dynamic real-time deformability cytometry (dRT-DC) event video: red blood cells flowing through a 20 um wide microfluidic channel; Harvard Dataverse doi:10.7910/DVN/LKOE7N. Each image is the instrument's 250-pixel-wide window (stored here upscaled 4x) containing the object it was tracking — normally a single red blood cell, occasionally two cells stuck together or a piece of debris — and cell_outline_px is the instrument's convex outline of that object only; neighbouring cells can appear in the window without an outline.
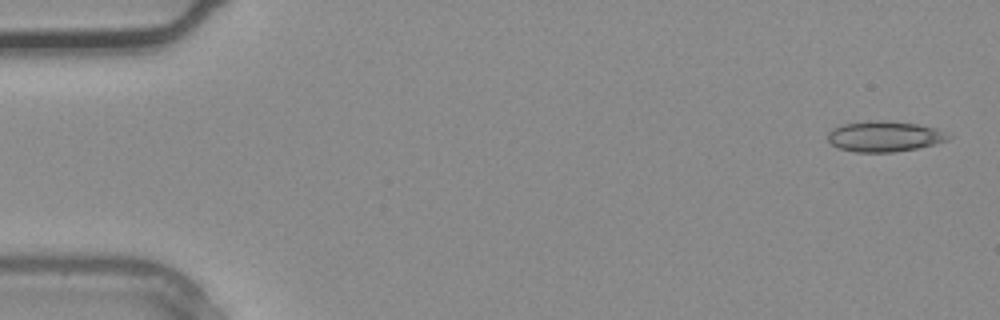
{"species": "common noctule bat (a hibernating species)", "species_latin": "Nyctalus noctula", "temperature_condition": "warm", "stored_images_in_passage": 36, "camera_frame_rate_fps": 3000, "um_per_image_px": 0.085, "animal": {"sex": "male", "body_mass_g": 20.4}, "frame": {"image": 1, "passage_image": 1, "time_ms": 0.0, "image_size_px": [1000, 320], "cell_outline_px": [[952, 136], [948, 140], [936, 144], [896, 152], [856, 152], [836, 148], [828, 140], [828, 132], [832, 128], [840, 124], [868, 120], [888, 120], [916, 124], [936, 128]], "centroid_in_image_um": [75.15, 11.58], "position_along_channel_um": 9.9, "area_um2": 21.79}}
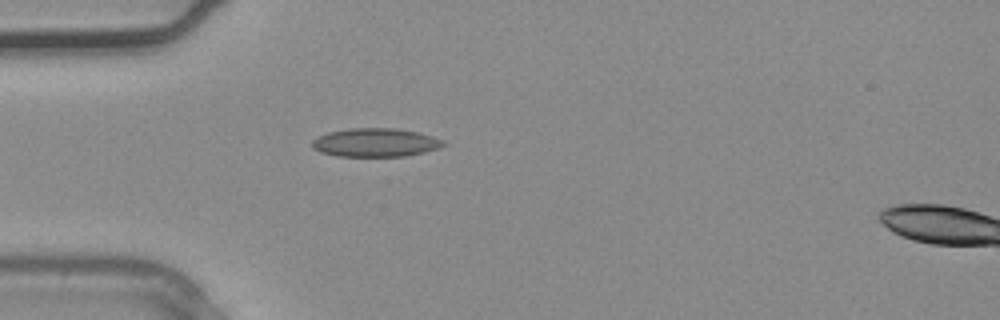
{"frame": {"image": 2, "passage_image": 10, "time_ms": 3.0, "image_size_px": [1000, 320], "cell_outline_px": [[448, 144], [440, 148], [424, 152], [404, 156], [336, 156], [320, 152], [312, 148], [312, 140], [328, 132], [348, 128], [396, 128], [420, 132], [444, 140]], "centroid_in_image_um": [31.94, 12.11], "position_along_channel_um": 53.1, "area_um2": 22.02}}
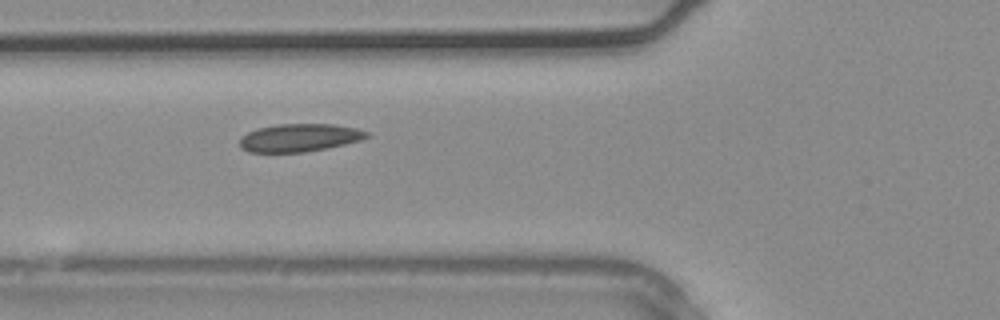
{"frame": {"image": 3, "passage_image": 13, "time_ms": 4.0, "image_size_px": [1000, 320], "cell_outline_px": [[372, 136], [360, 140], [328, 148], [304, 152], [248, 152], [240, 148], [240, 136], [256, 128], [276, 124], [332, 124], [356, 128], [368, 132]], "centroid_in_image_um": [25.43, 11.7], "position_along_channel_um": 100.4, "area_um2": 20.81}}